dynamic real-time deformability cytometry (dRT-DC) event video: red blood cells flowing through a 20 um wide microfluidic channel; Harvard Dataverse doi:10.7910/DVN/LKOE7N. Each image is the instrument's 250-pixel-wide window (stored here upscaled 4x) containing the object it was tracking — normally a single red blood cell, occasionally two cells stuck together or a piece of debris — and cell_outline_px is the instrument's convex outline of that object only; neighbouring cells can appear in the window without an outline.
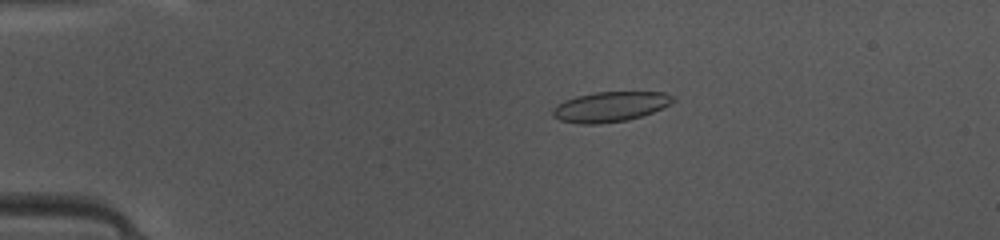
{"species": "common noctule bat (a hibernating species)", "species_latin": "Nyctalus noctula", "temperature_condition": "warm", "stored_images_in_passage": 49, "camera_frame_rate_fps": 3000, "um_per_image_px": 0.085, "animal": {"sex": "female", "body_mass_g": 10.0, "forearm_length_mm": 53.1}, "frame": {"image": 1, "passage_image": 11, "time_ms": 3.333, "image_size_px": [1000, 240], "cell_outline_px": [[676, 100], [652, 112], [628, 120], [600, 124], [580, 124], [560, 120], [552, 116], [552, 108], [556, 104], [564, 100], [576, 96], [596, 92], [664, 92], [676, 96]], "centroid_in_image_um": [51.83, 9.07], "position_along_channel_um": 33.2, "area_um2": 21.15}}
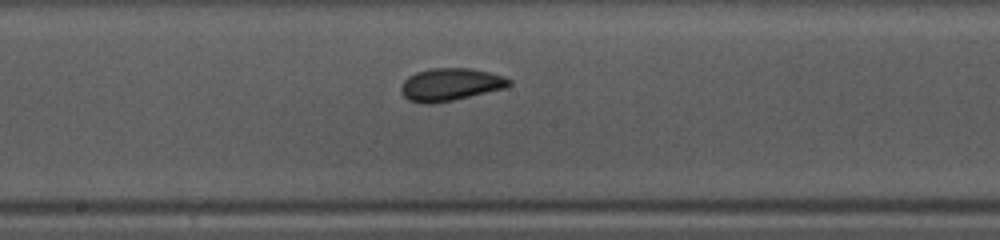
{"frame": {"image": 2, "passage_image": 27, "time_ms": 8.667, "image_size_px": [1000, 240], "cell_outline_px": [[512, 84], [508, 88], [452, 100], [432, 104], [420, 104], [408, 100], [400, 92], [400, 84], [408, 76], [416, 72], [432, 68], [472, 68], [504, 76], [512, 80]], "centroid_in_image_um": [38.28, 7.19], "position_along_channel_um": 209.9, "area_um2": 20.87}}
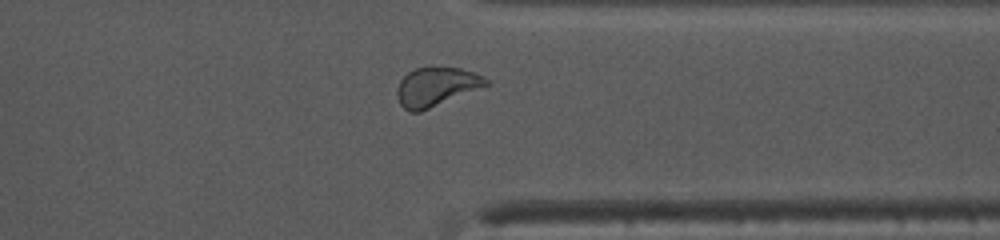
{"frame": {"image": 3, "passage_image": 39, "time_ms": 12.667, "image_size_px": [1000, 240], "cell_outline_px": [[488, 84], [420, 112], [408, 112], [400, 104], [396, 96], [396, 92], [400, 80], [408, 72], [416, 68], [460, 68], [476, 72], [484, 76], [488, 80]], "centroid_in_image_um": [37.04, 7.38], "position_along_channel_um": 374.4, "area_um2": 19.83}, "authors_computed_cell_mechanics": {"area_um2": 20.5768, "velocity_mm_per_s": 4.1411, "shape_relaxation_time_tau1_ms": 3.8611, "shape_relaxation_time_tau2_ms": 1.2582, "deformation_change_tau1": 0.1089, "deformation_change_tau2": 0.0389}}